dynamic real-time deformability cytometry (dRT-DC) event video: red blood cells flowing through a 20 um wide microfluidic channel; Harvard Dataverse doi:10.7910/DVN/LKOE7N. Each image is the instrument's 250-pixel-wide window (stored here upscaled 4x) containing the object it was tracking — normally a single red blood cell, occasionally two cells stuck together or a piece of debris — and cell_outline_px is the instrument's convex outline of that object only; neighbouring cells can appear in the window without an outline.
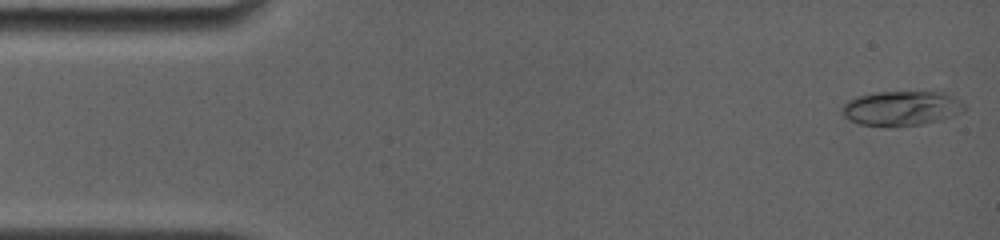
{"species": "common noctule bat (a hibernating species)", "species_latin": "Nyctalus noctula", "temperature_condition": "room temperature", "stored_images_in_passage": 68, "camera_frame_rate_fps": 4000, "um_per_image_px": 0.085, "animal": {"sex": "female", "body_mass_g": 19.0, "forearm_length_mm": 56.7}, "frame": {"image": 1, "passage_image": 2, "time_ms": 0.25, "image_size_px": [1000, 240], "cell_outline_px": [[964, 108], [960, 112], [940, 120], [920, 124], [892, 128], [888, 128], [860, 124], [848, 120], [844, 116], [840, 108], [848, 100], [860, 96], [876, 92], [944, 92], [960, 100], [964, 104]], "centroid_in_image_um": [76.57, 9.22], "position_along_channel_um": 8.4, "area_um2": 24.85}}
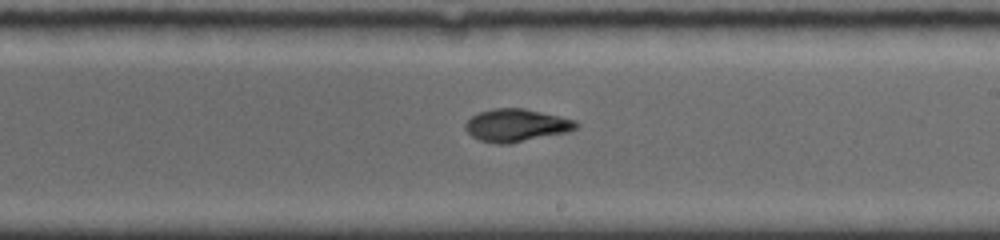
{"frame": {"image": 2, "passage_image": 44, "time_ms": 9.5, "image_size_px": [1000, 240], "cell_outline_px": [[580, 124], [576, 128], [568, 132], [512, 144], [496, 144], [480, 140], [472, 136], [464, 128], [464, 124], [472, 116], [480, 112], [492, 108], [524, 108], [560, 116], [576, 120]], "centroid_in_image_um": [43.9, 10.66], "position_along_channel_um": 245.1, "area_um2": 21.33}}
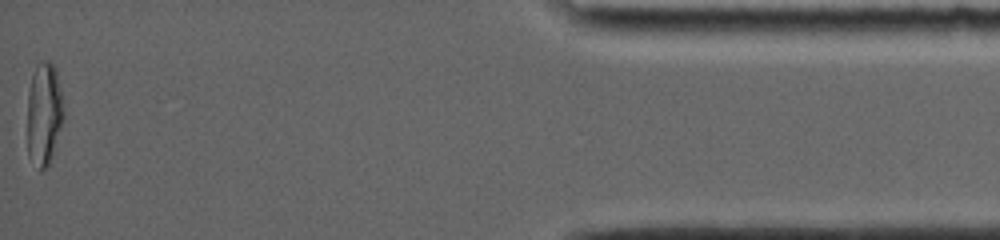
{"frame": {"image": 3, "passage_image": 68, "time_ms": 16.25, "image_size_px": [1000, 240], "cell_outline_px": [[64, 116], [52, 156], [48, 164], [40, 172], [28, 156], [28, 92], [32, 76], [36, 64], [40, 60], [48, 60], [56, 68], [64, 108]], "centroid_in_image_um": [3.74, 9.65], "position_along_channel_um": 431.5, "area_um2": 21.85}, "authors_computed_cell_mechanics": {"area_um2": 21.1548, "velocity_mm_per_s": 3.8158, "shape_relaxation_time_tau1_ms": 9.639, "shape_relaxation_time_tau2_ms": 1.2905, "deformation_change_tau1": 0.2918, "deformation_change_tau2": 0.0337}}